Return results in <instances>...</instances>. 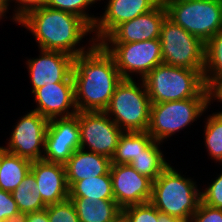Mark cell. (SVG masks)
I'll return each instance as SVG.
<instances>
[{
    "label": "cell",
    "mask_w": 222,
    "mask_h": 222,
    "mask_svg": "<svg viewBox=\"0 0 222 222\" xmlns=\"http://www.w3.org/2000/svg\"><path fill=\"white\" fill-rule=\"evenodd\" d=\"M18 24L33 35L38 49L60 51L76 57L96 44L93 36L87 40L88 45L81 44L83 38L93 33V28L83 18L47 6L29 11Z\"/></svg>",
    "instance_id": "cell-1"
},
{
    "label": "cell",
    "mask_w": 222,
    "mask_h": 222,
    "mask_svg": "<svg viewBox=\"0 0 222 222\" xmlns=\"http://www.w3.org/2000/svg\"><path fill=\"white\" fill-rule=\"evenodd\" d=\"M72 76L78 112L104 111L123 79L113 57L98 43L74 57Z\"/></svg>",
    "instance_id": "cell-2"
},
{
    "label": "cell",
    "mask_w": 222,
    "mask_h": 222,
    "mask_svg": "<svg viewBox=\"0 0 222 222\" xmlns=\"http://www.w3.org/2000/svg\"><path fill=\"white\" fill-rule=\"evenodd\" d=\"M181 173L170 164L152 182L150 203L162 213L189 222L201 202V188Z\"/></svg>",
    "instance_id": "cell-3"
},
{
    "label": "cell",
    "mask_w": 222,
    "mask_h": 222,
    "mask_svg": "<svg viewBox=\"0 0 222 222\" xmlns=\"http://www.w3.org/2000/svg\"><path fill=\"white\" fill-rule=\"evenodd\" d=\"M203 71L162 63L154 67L142 80L151 103L188 98H210Z\"/></svg>",
    "instance_id": "cell-4"
},
{
    "label": "cell",
    "mask_w": 222,
    "mask_h": 222,
    "mask_svg": "<svg viewBox=\"0 0 222 222\" xmlns=\"http://www.w3.org/2000/svg\"><path fill=\"white\" fill-rule=\"evenodd\" d=\"M137 82L122 79L104 110L123 132H144L149 127L151 101L143 80Z\"/></svg>",
    "instance_id": "cell-5"
},
{
    "label": "cell",
    "mask_w": 222,
    "mask_h": 222,
    "mask_svg": "<svg viewBox=\"0 0 222 222\" xmlns=\"http://www.w3.org/2000/svg\"><path fill=\"white\" fill-rule=\"evenodd\" d=\"M210 98H188L151 103L148 134L158 142H166L173 135L193 125L206 114Z\"/></svg>",
    "instance_id": "cell-6"
},
{
    "label": "cell",
    "mask_w": 222,
    "mask_h": 222,
    "mask_svg": "<svg viewBox=\"0 0 222 222\" xmlns=\"http://www.w3.org/2000/svg\"><path fill=\"white\" fill-rule=\"evenodd\" d=\"M167 17L204 44L222 29V0H162Z\"/></svg>",
    "instance_id": "cell-7"
},
{
    "label": "cell",
    "mask_w": 222,
    "mask_h": 222,
    "mask_svg": "<svg viewBox=\"0 0 222 222\" xmlns=\"http://www.w3.org/2000/svg\"><path fill=\"white\" fill-rule=\"evenodd\" d=\"M163 64L192 70H204L205 44L168 17L160 32Z\"/></svg>",
    "instance_id": "cell-8"
},
{
    "label": "cell",
    "mask_w": 222,
    "mask_h": 222,
    "mask_svg": "<svg viewBox=\"0 0 222 222\" xmlns=\"http://www.w3.org/2000/svg\"><path fill=\"white\" fill-rule=\"evenodd\" d=\"M100 44L113 57L123 79H135L137 76V80H142L154 67L163 63L159 38L132 43Z\"/></svg>",
    "instance_id": "cell-9"
},
{
    "label": "cell",
    "mask_w": 222,
    "mask_h": 222,
    "mask_svg": "<svg viewBox=\"0 0 222 222\" xmlns=\"http://www.w3.org/2000/svg\"><path fill=\"white\" fill-rule=\"evenodd\" d=\"M80 148L109 157L123 131L104 111L78 112Z\"/></svg>",
    "instance_id": "cell-10"
},
{
    "label": "cell",
    "mask_w": 222,
    "mask_h": 222,
    "mask_svg": "<svg viewBox=\"0 0 222 222\" xmlns=\"http://www.w3.org/2000/svg\"><path fill=\"white\" fill-rule=\"evenodd\" d=\"M49 120L30 110L21 116L9 134L4 149L30 161L42 160Z\"/></svg>",
    "instance_id": "cell-11"
},
{
    "label": "cell",
    "mask_w": 222,
    "mask_h": 222,
    "mask_svg": "<svg viewBox=\"0 0 222 222\" xmlns=\"http://www.w3.org/2000/svg\"><path fill=\"white\" fill-rule=\"evenodd\" d=\"M79 148L78 112L71 117L49 120L42 160L64 165Z\"/></svg>",
    "instance_id": "cell-12"
},
{
    "label": "cell",
    "mask_w": 222,
    "mask_h": 222,
    "mask_svg": "<svg viewBox=\"0 0 222 222\" xmlns=\"http://www.w3.org/2000/svg\"><path fill=\"white\" fill-rule=\"evenodd\" d=\"M110 176L114 200L122 209L150 202L153 181L129 164L111 165Z\"/></svg>",
    "instance_id": "cell-13"
},
{
    "label": "cell",
    "mask_w": 222,
    "mask_h": 222,
    "mask_svg": "<svg viewBox=\"0 0 222 222\" xmlns=\"http://www.w3.org/2000/svg\"><path fill=\"white\" fill-rule=\"evenodd\" d=\"M38 112L47 120L71 117L77 114L75 105L74 80L71 75L64 82L46 83L43 87L31 92Z\"/></svg>",
    "instance_id": "cell-14"
},
{
    "label": "cell",
    "mask_w": 222,
    "mask_h": 222,
    "mask_svg": "<svg viewBox=\"0 0 222 222\" xmlns=\"http://www.w3.org/2000/svg\"><path fill=\"white\" fill-rule=\"evenodd\" d=\"M36 58H27L25 65L30 77L32 91L46 83H58L67 80L73 71L74 57L60 51L38 49Z\"/></svg>",
    "instance_id": "cell-15"
},
{
    "label": "cell",
    "mask_w": 222,
    "mask_h": 222,
    "mask_svg": "<svg viewBox=\"0 0 222 222\" xmlns=\"http://www.w3.org/2000/svg\"><path fill=\"white\" fill-rule=\"evenodd\" d=\"M104 1V0H102ZM107 1V2H106ZM92 36L100 44L118 25L154 9L162 0H106Z\"/></svg>",
    "instance_id": "cell-16"
},
{
    "label": "cell",
    "mask_w": 222,
    "mask_h": 222,
    "mask_svg": "<svg viewBox=\"0 0 222 222\" xmlns=\"http://www.w3.org/2000/svg\"><path fill=\"white\" fill-rule=\"evenodd\" d=\"M166 17L167 11L161 1L151 11L118 25L101 43H132L160 38Z\"/></svg>",
    "instance_id": "cell-17"
},
{
    "label": "cell",
    "mask_w": 222,
    "mask_h": 222,
    "mask_svg": "<svg viewBox=\"0 0 222 222\" xmlns=\"http://www.w3.org/2000/svg\"><path fill=\"white\" fill-rule=\"evenodd\" d=\"M30 171L35 176L41 198L46 206L69 198V187L63 164L44 160L32 161Z\"/></svg>",
    "instance_id": "cell-18"
},
{
    "label": "cell",
    "mask_w": 222,
    "mask_h": 222,
    "mask_svg": "<svg viewBox=\"0 0 222 222\" xmlns=\"http://www.w3.org/2000/svg\"><path fill=\"white\" fill-rule=\"evenodd\" d=\"M67 184L70 187L74 182L106 175L110 171L111 159L107 156L77 149L64 164Z\"/></svg>",
    "instance_id": "cell-19"
},
{
    "label": "cell",
    "mask_w": 222,
    "mask_h": 222,
    "mask_svg": "<svg viewBox=\"0 0 222 222\" xmlns=\"http://www.w3.org/2000/svg\"><path fill=\"white\" fill-rule=\"evenodd\" d=\"M80 222H112L122 208L115 200L90 201L86 197H69Z\"/></svg>",
    "instance_id": "cell-20"
},
{
    "label": "cell",
    "mask_w": 222,
    "mask_h": 222,
    "mask_svg": "<svg viewBox=\"0 0 222 222\" xmlns=\"http://www.w3.org/2000/svg\"><path fill=\"white\" fill-rule=\"evenodd\" d=\"M29 159L10 153L2 146L0 161V189L8 192L14 191L25 176L30 172Z\"/></svg>",
    "instance_id": "cell-21"
},
{
    "label": "cell",
    "mask_w": 222,
    "mask_h": 222,
    "mask_svg": "<svg viewBox=\"0 0 222 222\" xmlns=\"http://www.w3.org/2000/svg\"><path fill=\"white\" fill-rule=\"evenodd\" d=\"M161 143L154 140L144 152L129 163L139 174L147 176L152 181L157 179L171 163L167 162L169 160L161 150L163 147Z\"/></svg>",
    "instance_id": "cell-22"
},
{
    "label": "cell",
    "mask_w": 222,
    "mask_h": 222,
    "mask_svg": "<svg viewBox=\"0 0 222 222\" xmlns=\"http://www.w3.org/2000/svg\"><path fill=\"white\" fill-rule=\"evenodd\" d=\"M154 141V139L144 132H123L120 136L116 151L111 158V165L129 164L134 158Z\"/></svg>",
    "instance_id": "cell-23"
},
{
    "label": "cell",
    "mask_w": 222,
    "mask_h": 222,
    "mask_svg": "<svg viewBox=\"0 0 222 222\" xmlns=\"http://www.w3.org/2000/svg\"><path fill=\"white\" fill-rule=\"evenodd\" d=\"M69 197H86L90 201L114 200L110 171L106 175L74 182L69 187Z\"/></svg>",
    "instance_id": "cell-24"
},
{
    "label": "cell",
    "mask_w": 222,
    "mask_h": 222,
    "mask_svg": "<svg viewBox=\"0 0 222 222\" xmlns=\"http://www.w3.org/2000/svg\"><path fill=\"white\" fill-rule=\"evenodd\" d=\"M203 77L208 90L222 80V29L205 43Z\"/></svg>",
    "instance_id": "cell-25"
},
{
    "label": "cell",
    "mask_w": 222,
    "mask_h": 222,
    "mask_svg": "<svg viewBox=\"0 0 222 222\" xmlns=\"http://www.w3.org/2000/svg\"><path fill=\"white\" fill-rule=\"evenodd\" d=\"M11 194L21 212L32 213L47 207L43 203L35 176L31 171Z\"/></svg>",
    "instance_id": "cell-26"
},
{
    "label": "cell",
    "mask_w": 222,
    "mask_h": 222,
    "mask_svg": "<svg viewBox=\"0 0 222 222\" xmlns=\"http://www.w3.org/2000/svg\"><path fill=\"white\" fill-rule=\"evenodd\" d=\"M204 143L206 152L214 163L222 167V113L213 112L205 118Z\"/></svg>",
    "instance_id": "cell-27"
},
{
    "label": "cell",
    "mask_w": 222,
    "mask_h": 222,
    "mask_svg": "<svg viewBox=\"0 0 222 222\" xmlns=\"http://www.w3.org/2000/svg\"><path fill=\"white\" fill-rule=\"evenodd\" d=\"M98 1L99 0H47L46 6L79 16L93 28L98 16H94L89 10L96 2L99 4Z\"/></svg>",
    "instance_id": "cell-28"
},
{
    "label": "cell",
    "mask_w": 222,
    "mask_h": 222,
    "mask_svg": "<svg viewBox=\"0 0 222 222\" xmlns=\"http://www.w3.org/2000/svg\"><path fill=\"white\" fill-rule=\"evenodd\" d=\"M45 209L49 222H80L75 207L69 198L62 202L48 205Z\"/></svg>",
    "instance_id": "cell-29"
},
{
    "label": "cell",
    "mask_w": 222,
    "mask_h": 222,
    "mask_svg": "<svg viewBox=\"0 0 222 222\" xmlns=\"http://www.w3.org/2000/svg\"><path fill=\"white\" fill-rule=\"evenodd\" d=\"M122 212L129 222H158V209L150 202L127 206Z\"/></svg>",
    "instance_id": "cell-30"
},
{
    "label": "cell",
    "mask_w": 222,
    "mask_h": 222,
    "mask_svg": "<svg viewBox=\"0 0 222 222\" xmlns=\"http://www.w3.org/2000/svg\"><path fill=\"white\" fill-rule=\"evenodd\" d=\"M201 201L209 206L222 209V171L201 188Z\"/></svg>",
    "instance_id": "cell-31"
},
{
    "label": "cell",
    "mask_w": 222,
    "mask_h": 222,
    "mask_svg": "<svg viewBox=\"0 0 222 222\" xmlns=\"http://www.w3.org/2000/svg\"><path fill=\"white\" fill-rule=\"evenodd\" d=\"M189 222H222V209L209 206L201 201Z\"/></svg>",
    "instance_id": "cell-32"
},
{
    "label": "cell",
    "mask_w": 222,
    "mask_h": 222,
    "mask_svg": "<svg viewBox=\"0 0 222 222\" xmlns=\"http://www.w3.org/2000/svg\"><path fill=\"white\" fill-rule=\"evenodd\" d=\"M12 3H14L12 6H15L12 10L13 15L9 16V19L18 24L19 20L29 11L46 6L47 0H12Z\"/></svg>",
    "instance_id": "cell-33"
},
{
    "label": "cell",
    "mask_w": 222,
    "mask_h": 222,
    "mask_svg": "<svg viewBox=\"0 0 222 222\" xmlns=\"http://www.w3.org/2000/svg\"><path fill=\"white\" fill-rule=\"evenodd\" d=\"M18 211L17 203L14 201L11 192L0 189V222Z\"/></svg>",
    "instance_id": "cell-34"
},
{
    "label": "cell",
    "mask_w": 222,
    "mask_h": 222,
    "mask_svg": "<svg viewBox=\"0 0 222 222\" xmlns=\"http://www.w3.org/2000/svg\"><path fill=\"white\" fill-rule=\"evenodd\" d=\"M210 104H213L214 102H220L222 103V80L217 81L210 89ZM216 100V101H215ZM222 113V111H218Z\"/></svg>",
    "instance_id": "cell-35"
},
{
    "label": "cell",
    "mask_w": 222,
    "mask_h": 222,
    "mask_svg": "<svg viewBox=\"0 0 222 222\" xmlns=\"http://www.w3.org/2000/svg\"><path fill=\"white\" fill-rule=\"evenodd\" d=\"M27 222H49L46 209L28 213Z\"/></svg>",
    "instance_id": "cell-36"
},
{
    "label": "cell",
    "mask_w": 222,
    "mask_h": 222,
    "mask_svg": "<svg viewBox=\"0 0 222 222\" xmlns=\"http://www.w3.org/2000/svg\"><path fill=\"white\" fill-rule=\"evenodd\" d=\"M27 215L26 212L18 211L8 218H6L3 222H27Z\"/></svg>",
    "instance_id": "cell-37"
},
{
    "label": "cell",
    "mask_w": 222,
    "mask_h": 222,
    "mask_svg": "<svg viewBox=\"0 0 222 222\" xmlns=\"http://www.w3.org/2000/svg\"><path fill=\"white\" fill-rule=\"evenodd\" d=\"M10 3L12 4V0H0V15L5 19H7V16L6 14H8L10 8H11V5Z\"/></svg>",
    "instance_id": "cell-38"
},
{
    "label": "cell",
    "mask_w": 222,
    "mask_h": 222,
    "mask_svg": "<svg viewBox=\"0 0 222 222\" xmlns=\"http://www.w3.org/2000/svg\"><path fill=\"white\" fill-rule=\"evenodd\" d=\"M158 222H185L179 218L162 213L158 210Z\"/></svg>",
    "instance_id": "cell-39"
},
{
    "label": "cell",
    "mask_w": 222,
    "mask_h": 222,
    "mask_svg": "<svg viewBox=\"0 0 222 222\" xmlns=\"http://www.w3.org/2000/svg\"><path fill=\"white\" fill-rule=\"evenodd\" d=\"M112 222H129L128 218L125 216V214L122 212L119 214Z\"/></svg>",
    "instance_id": "cell-40"
},
{
    "label": "cell",
    "mask_w": 222,
    "mask_h": 222,
    "mask_svg": "<svg viewBox=\"0 0 222 222\" xmlns=\"http://www.w3.org/2000/svg\"><path fill=\"white\" fill-rule=\"evenodd\" d=\"M1 156H2V146H0V161H1Z\"/></svg>",
    "instance_id": "cell-41"
}]
</instances>
